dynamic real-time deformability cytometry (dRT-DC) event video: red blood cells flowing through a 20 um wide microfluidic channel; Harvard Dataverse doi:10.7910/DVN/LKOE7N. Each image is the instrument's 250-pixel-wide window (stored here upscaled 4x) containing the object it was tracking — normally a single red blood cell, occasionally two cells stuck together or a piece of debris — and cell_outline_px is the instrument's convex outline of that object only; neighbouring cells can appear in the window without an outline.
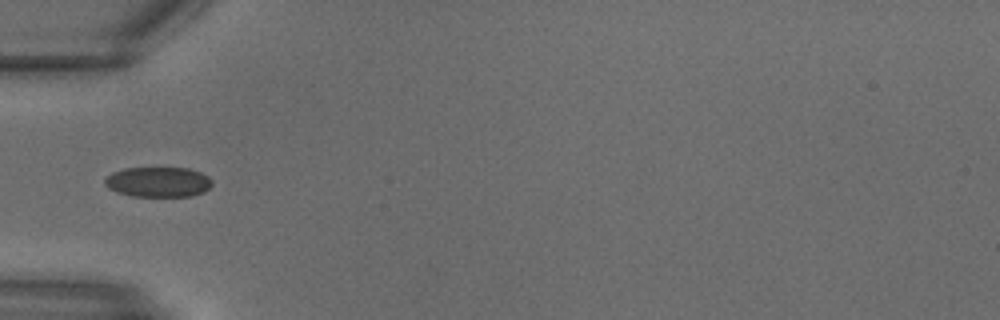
{"species": "common noctule bat (a hibernating species)", "species_latin": "Nyctalus noctula", "temperature_condition": "warm", "stored_images_in_passage": 13, "camera_frame_rate_fps": 3000, "um_per_image_px": 0.085, "animal": {"sex": "male", "body_mass_g": 18.8}, "frame": {"image": 1, "passage_image": 10, "time_ms": 3.0, "image_size_px": [1000, 320], "cell_outline_px": [[212, 184], [204, 192], [192, 196], [132, 196], [116, 192], [108, 188], [104, 184], [104, 180], [112, 172], [124, 168], [188, 168], [200, 172], [208, 176], [212, 180]], "centroid_in_image_um": [13.44, 15.47], "position_along_channel_um": 71.6, "area_um2": 18.9}}
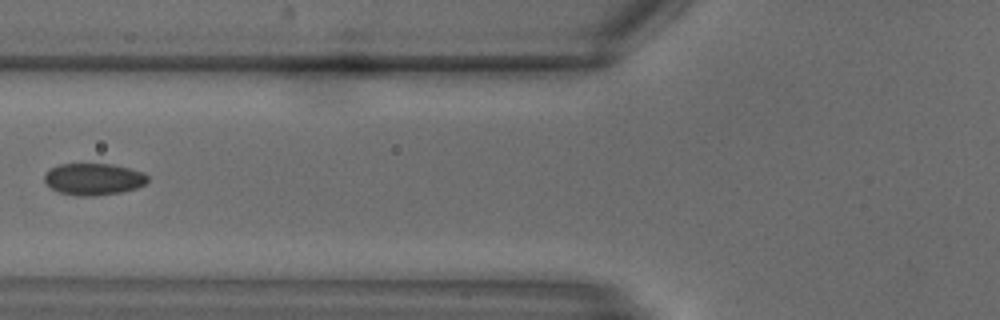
{"frame": {"image": 2, "passage_image": 12, "time_ms": 3.667, "image_size_px": [1000, 320], "cell_outline_px": [[148, 180], [144, 184], [136, 188], [120, 192], [92, 196], [76, 196], [60, 192], [52, 188], [44, 180], [44, 172], [48, 168], [60, 164], [112, 164], [144, 172], [148, 176]], "centroid_in_image_um": [7.93, 15.21], "position_along_channel_um": 117.9, "area_um2": 19.13}}